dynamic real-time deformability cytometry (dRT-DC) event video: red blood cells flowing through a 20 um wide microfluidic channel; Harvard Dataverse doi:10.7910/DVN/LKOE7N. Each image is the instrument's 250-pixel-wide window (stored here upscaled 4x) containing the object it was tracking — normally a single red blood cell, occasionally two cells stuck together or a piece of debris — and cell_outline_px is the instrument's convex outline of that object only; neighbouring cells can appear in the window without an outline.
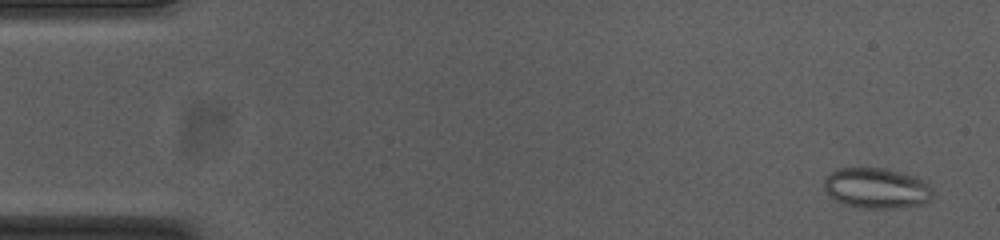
{"species": "common noctule bat (a hibernating species)", "species_latin": "Nyctalus noctula", "temperature_condition": "cold", "stored_images_in_passage": 54, "camera_frame_rate_fps": 3000, "um_per_image_px": 0.085, "animal": {"sex": "female", "body_mass_g": 23.0, "forearm_length_mm": 53.4}, "frame": {"image": 1, "passage_image": 3, "time_ms": 0.667, "image_size_px": [1000, 240], "cell_outline_px": [[932, 196], [924, 204], [896, 208], [860, 208], [844, 204], [832, 200], [828, 196], [824, 188], [824, 176], [840, 168], [888, 168], [916, 176], [924, 180], [932, 188]], "centroid_in_image_um": [74.49, 15.99], "position_along_channel_um": 10.5, "area_um2": 26.07}}
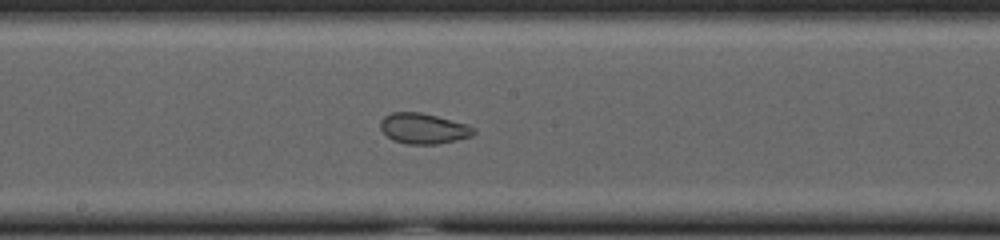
{"frame": {"image": 2, "passage_image": 29, "time_ms": 9.333, "image_size_px": [1000, 240], "cell_outline_px": [[476, 132], [472, 136], [456, 140], [436, 144], [408, 144], [392, 140], [380, 128], [380, 120], [384, 116], [392, 112], [420, 112], [468, 124], [476, 128]], "centroid_in_image_um": [36.0, 10.92], "position_along_channel_um": 212.2, "area_um2": 16.65}}
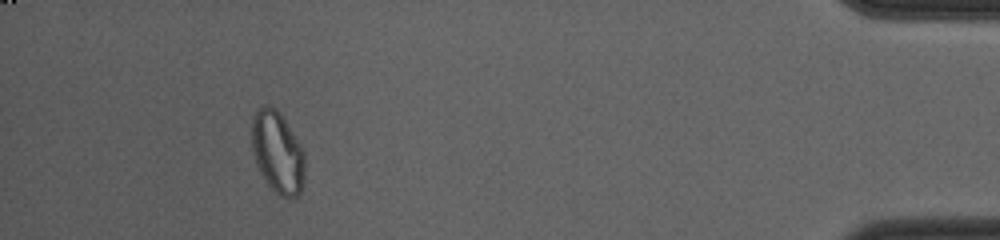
{"frame": {"image": 3, "passage_image": 50, "time_ms": 16.333, "image_size_px": [1000, 240], "cell_outline_px": [[304, 184], [300, 192], [296, 196], [288, 200], [284, 200], [264, 180], [256, 164], [252, 152], [252, 116], [264, 104], [268, 104], [276, 108], [280, 112], [300, 144], [304, 152]], "centroid_in_image_um": [23.59, 12.96], "position_along_channel_um": 411.6, "area_um2": 25.61}, "authors_computed_cell_mechanics": {"area_um2": 23.6113, "velocity_mm_per_s": 3.7562, "shape_relaxation_time_tau1_ms": null, "shape_relaxation_time_tau2_ms": 1.3953, "deformation_change_tau1": null, "deformation_change_tau2": 0.0573}}